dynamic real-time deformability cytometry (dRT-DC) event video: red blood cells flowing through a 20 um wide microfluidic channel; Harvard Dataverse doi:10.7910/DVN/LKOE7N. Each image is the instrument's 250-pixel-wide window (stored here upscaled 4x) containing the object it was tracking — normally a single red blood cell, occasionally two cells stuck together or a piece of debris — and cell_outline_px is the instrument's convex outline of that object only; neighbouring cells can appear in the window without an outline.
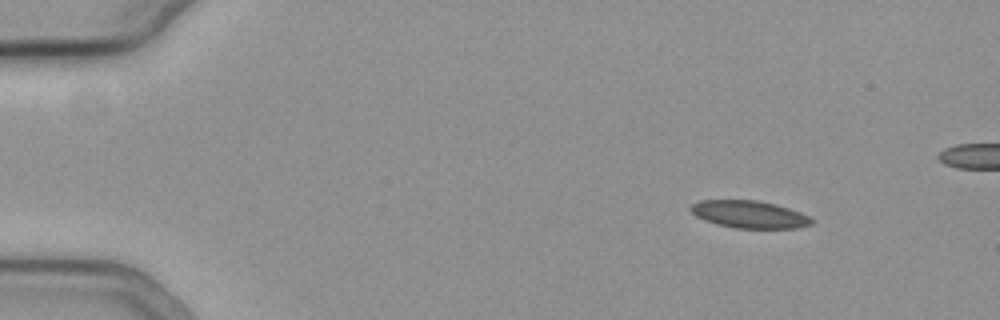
{"species": "common noctule bat (a hibernating species)", "species_latin": "Nyctalus noctula", "temperature_condition": "cold", "stored_images_in_passage": 12, "camera_frame_rate_fps": 3000, "um_per_image_px": 0.085, "animal": {"sex": "female", "body_mass_g": 19.3, "forearm_length_mm": 54.1}, "frame": {"image": 1, "passage_image": 1, "time_ms": 0.0, "image_size_px": [1000, 320], "cell_outline_px": [[816, 220], [812, 224], [800, 228], [736, 228], [704, 220], [696, 216], [688, 208], [692, 204], [700, 200], [756, 200], [776, 204], [800, 212]], "centroid_in_image_um": [63.72, 18.22], "position_along_channel_um": 21.3, "area_um2": 19.31}}
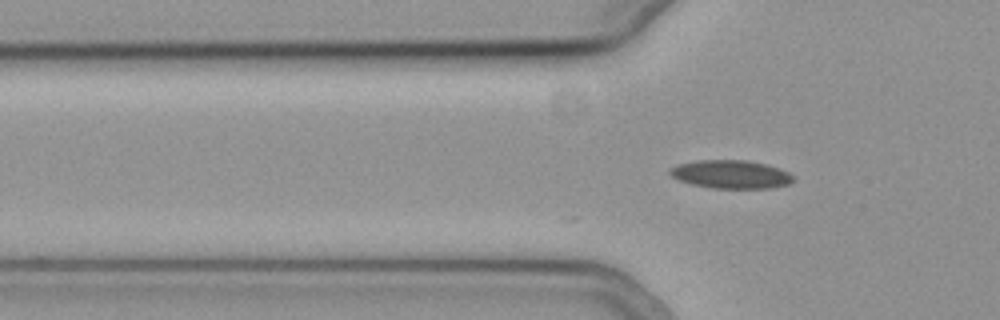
{"frame": {"image": 2, "passage_image": 12, "time_ms": 3.667, "image_size_px": [1000, 320], "cell_outline_px": [[792, 180], [788, 184], [768, 188], [712, 188], [692, 184], [680, 180], [672, 176], [668, 172], [676, 164], [700, 160], [744, 160], [764, 164], [788, 172], [792, 176]], "centroid_in_image_um": [62.08, 14.82], "position_along_channel_um": 63.7, "area_um2": 19.94}}